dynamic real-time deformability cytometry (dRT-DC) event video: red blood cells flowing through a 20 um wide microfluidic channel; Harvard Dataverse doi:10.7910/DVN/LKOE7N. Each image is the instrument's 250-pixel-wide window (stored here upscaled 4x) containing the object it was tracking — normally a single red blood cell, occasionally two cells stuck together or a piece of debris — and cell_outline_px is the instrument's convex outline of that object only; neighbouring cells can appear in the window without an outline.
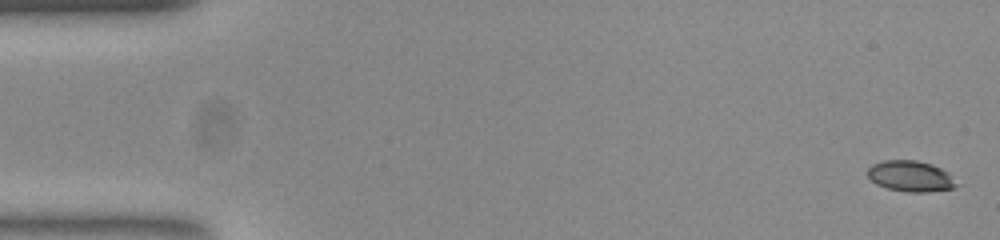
{"species": "common noctule bat (a hibernating species)", "species_latin": "Nyctalus noctula", "temperature_condition": "room temperature", "stored_images_in_passage": 53, "camera_frame_rate_fps": 3000, "um_per_image_px": 0.085, "animal": {"sex": "female", "body_mass_g": 23.0, "forearm_length_mm": 53.4}, "frame": {"image": 1, "passage_image": 1, "time_ms": 0.0, "image_size_px": [1000, 240], "cell_outline_px": [[960, 184], [956, 188], [928, 192], [908, 192], [888, 188], [876, 184], [868, 176], [868, 168], [872, 164], [884, 160], [916, 160], [932, 164], [948, 172]], "centroid_in_image_um": [77.45, 14.98], "position_along_channel_um": 7.6, "area_um2": 16.13}}
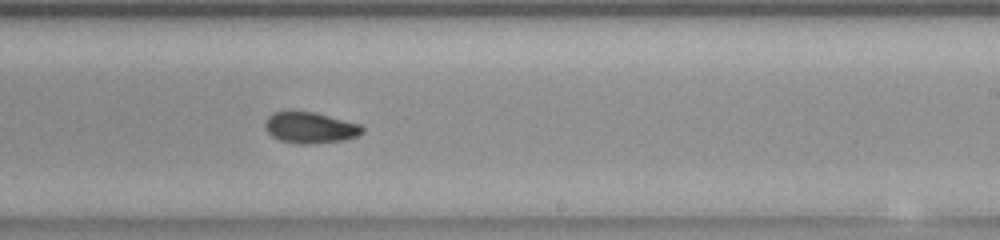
{"frame": {"image": 2, "passage_image": 32, "time_ms": 10.333, "image_size_px": [1000, 240], "cell_outline_px": [[364, 132], [356, 136], [344, 140], [308, 144], [300, 144], [280, 140], [272, 136], [264, 128], [264, 124], [268, 116], [272, 112], [316, 112], [360, 124], [364, 128]], "centroid_in_image_um": [26.36, 10.85], "position_along_channel_um": 262.6, "area_um2": 17.57}}
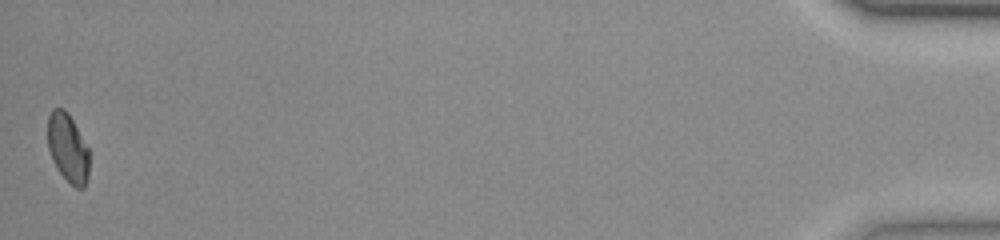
{"frame": {"image": 3, "passage_image": 53, "time_ms": 17.333, "image_size_px": [1000, 240], "cell_outline_px": [[88, 176], [84, 188], [76, 188], [60, 172], [52, 160], [48, 148], [48, 116], [52, 108], [64, 108], [68, 112], [88, 148]], "centroid_in_image_um": [5.75, 12.55], "position_along_channel_um": 429.4, "area_um2": 16.42}, "authors_computed_cell_mechanics": {"area_um2": 17.3978, "velocity_mm_per_s": 3.8166, "shape_relaxation_time_tau1_ms": null, "shape_relaxation_time_tau2_ms": 2.6978, "deformation_change_tau1": null, "deformation_change_tau2": 0.0626}}